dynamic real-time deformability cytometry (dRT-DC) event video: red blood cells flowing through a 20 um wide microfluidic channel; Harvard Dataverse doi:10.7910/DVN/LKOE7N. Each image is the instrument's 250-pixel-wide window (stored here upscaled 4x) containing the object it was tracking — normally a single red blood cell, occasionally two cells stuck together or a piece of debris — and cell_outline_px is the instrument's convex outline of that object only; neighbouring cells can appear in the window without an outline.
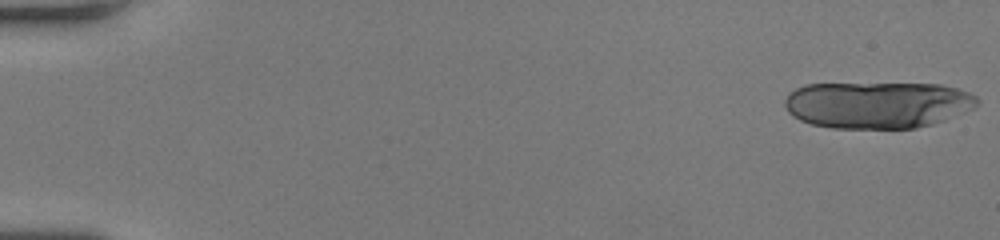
{"species": "human", "species_latin": "Homo sapiens", "temperature_condition": "room temperature", "stored_images_in_passage": 18, "camera_frame_rate_fps": 3000, "um_per_image_px": 0.085, "donor": {"sex": "female"}, "frame": {"image": 1, "passage_image": 1, "time_ms": 0.0, "image_size_px": [1000, 240], "cell_outline_px": [[980, 100], [972, 108], [944, 120], [932, 124], [916, 128], [832, 128], [812, 124], [800, 120], [792, 116], [788, 112], [784, 104], [784, 100], [796, 88], [804, 84], [940, 84], [956, 88], [968, 92], [976, 96]], "centroid_in_image_um": [74.56, 8.91], "position_along_channel_um": 10.4, "area_um2": 52.25}}